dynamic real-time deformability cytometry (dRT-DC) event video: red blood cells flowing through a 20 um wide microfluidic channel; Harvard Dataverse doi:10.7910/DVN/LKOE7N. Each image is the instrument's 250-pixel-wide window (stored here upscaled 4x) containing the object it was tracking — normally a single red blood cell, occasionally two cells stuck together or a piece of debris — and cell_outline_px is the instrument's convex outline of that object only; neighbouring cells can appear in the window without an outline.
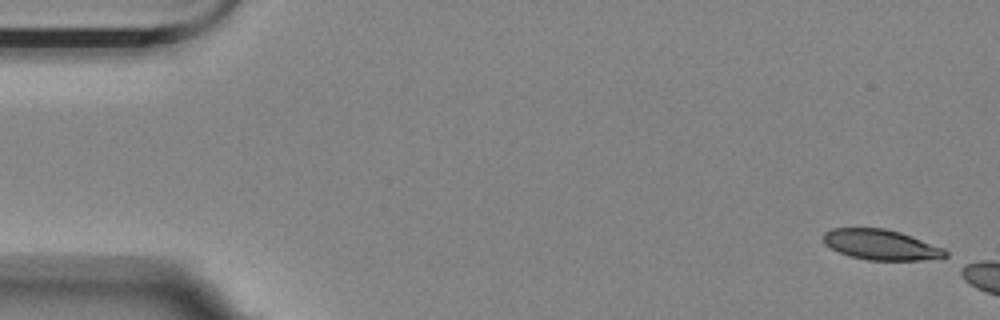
{"species": "Egyptian fruit bat (a non-hibernating species)", "species_latin": "Rousettus aegyptiacus", "temperature_condition": "room temperature", "stored_images_in_passage": 6, "camera_frame_rate_fps": 3000, "um_per_image_px": 0.085, "animal": {"sex": "female"}, "frame": {"image": 1, "passage_image": 1, "time_ms": 0.0, "image_size_px": [1000, 320], "cell_outline_px": [[948, 256], [920, 260], [868, 260], [852, 256], [840, 252], [824, 244], [824, 232], [832, 228], [884, 228], [900, 232], [944, 248], [948, 252]], "centroid_in_image_um": [74.88, 20.79], "position_along_channel_um": 10.1, "area_um2": 21.33}}